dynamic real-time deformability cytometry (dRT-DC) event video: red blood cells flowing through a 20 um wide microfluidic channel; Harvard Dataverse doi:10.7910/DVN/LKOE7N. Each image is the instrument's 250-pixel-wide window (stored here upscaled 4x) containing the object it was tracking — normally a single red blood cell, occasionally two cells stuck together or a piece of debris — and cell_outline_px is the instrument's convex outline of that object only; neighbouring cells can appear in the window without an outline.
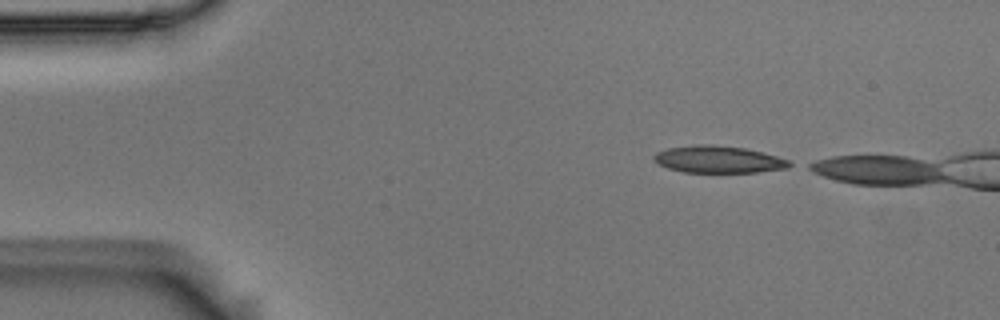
{"species": "Egyptian fruit bat (a non-hibernating species)", "species_latin": "Rousettus aegyptiacus", "temperature_condition": "room temperature", "stored_images_in_passage": 3, "camera_frame_rate_fps": 3000, "um_per_image_px": 0.085, "animal": {"sex": "male"}, "frame": {"image": 1, "passage_image": 1, "time_ms": 0.0, "image_size_px": [1000, 320], "cell_outline_px": [[796, 164], [788, 168], [756, 172], [684, 172], [668, 168], [656, 164], [652, 160], [652, 156], [656, 152], [668, 148], [692, 144], [712, 144], [744, 148], [776, 156], [788, 160]], "centroid_in_image_um": [61.02, 13.55], "position_along_channel_um": 24.0, "area_um2": 21.56}}